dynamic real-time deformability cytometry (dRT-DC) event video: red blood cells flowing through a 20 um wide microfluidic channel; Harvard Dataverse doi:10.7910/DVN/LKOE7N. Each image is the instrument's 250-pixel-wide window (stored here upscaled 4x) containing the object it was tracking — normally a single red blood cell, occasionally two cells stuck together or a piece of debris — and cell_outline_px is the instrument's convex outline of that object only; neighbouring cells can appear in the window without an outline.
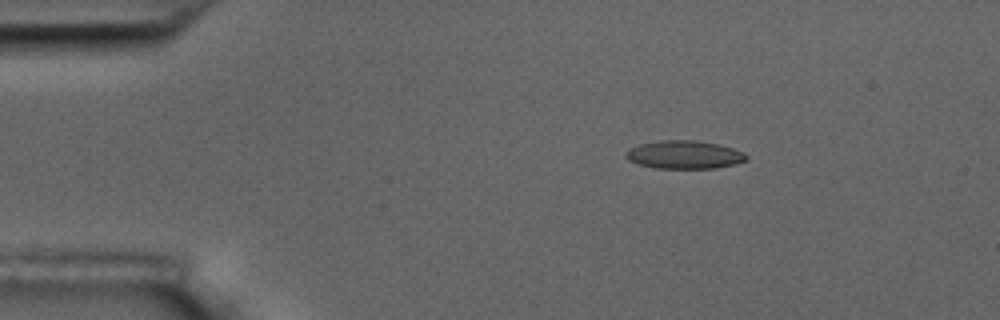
{"species": "common noctule bat (a hibernating species)", "species_latin": "Nyctalus noctula", "temperature_condition": "room temperature", "stored_images_in_passage": 3, "camera_frame_rate_fps": 3000, "um_per_image_px": 0.085, "animal": {"sex": "male", "body_mass_g": 17.5, "forearm_length_mm": 52.3}, "frame": {"image": 1, "passage_image": 1, "time_ms": 0.0, "image_size_px": [1000, 320], "cell_outline_px": [[748, 160], [736, 164], [716, 168], [656, 168], [640, 164], [628, 160], [624, 156], [624, 152], [628, 148], [640, 144], [660, 140], [692, 140], [716, 144], [732, 148], [744, 152], [748, 156]], "centroid_in_image_um": [58.16, 13.15], "position_along_channel_um": 26.8, "area_um2": 19.83}}